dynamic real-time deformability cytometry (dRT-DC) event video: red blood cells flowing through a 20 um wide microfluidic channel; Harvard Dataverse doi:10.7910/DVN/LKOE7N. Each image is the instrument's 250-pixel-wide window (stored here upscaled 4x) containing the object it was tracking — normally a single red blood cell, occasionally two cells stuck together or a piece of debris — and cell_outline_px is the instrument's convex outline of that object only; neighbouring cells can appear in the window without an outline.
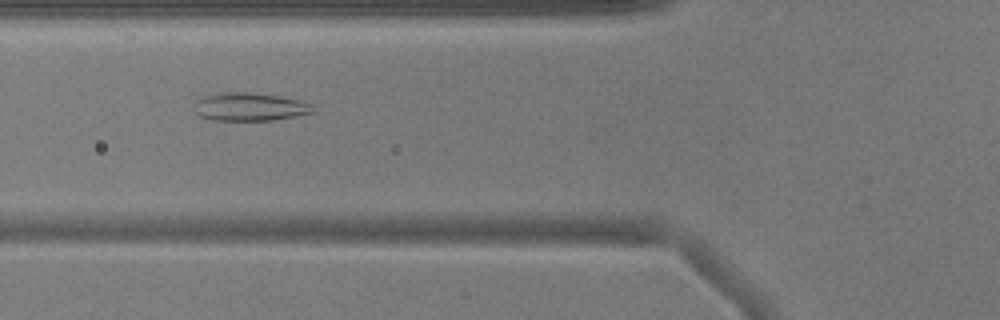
{"species": "common noctule bat (a hibernating species)", "species_latin": "Nyctalus noctula", "temperature_condition": "warm", "stored_images_in_passage": 38, "camera_frame_rate_fps": 3000, "um_per_image_px": 0.085, "animal": {"sex": "male", "body_mass_g": 17.9}, "frame": {"image": 1, "passage_image": 5, "time_ms": 1.333, "image_size_px": [1000, 320], "cell_outline_px": [[316, 112], [296, 116], [272, 120], [212, 120], [200, 116], [196, 112], [192, 104], [196, 100], [204, 96], [224, 92], [248, 92], [280, 96], [300, 100], [312, 104]], "centroid_in_image_um": [21.23, 9.08], "position_along_channel_um": 104.6, "area_um2": 19.59}}
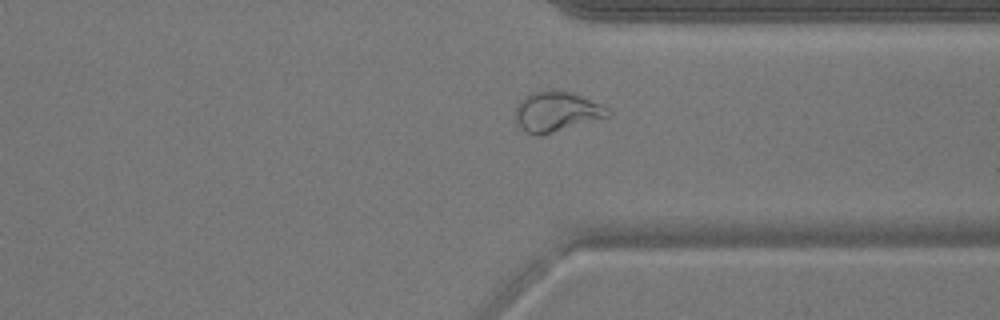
{"frame": {"image": 2, "passage_image": 25, "time_ms": 8.0, "image_size_px": [1000, 320], "cell_outline_px": [[612, 116], [540, 136], [536, 136], [520, 128], [516, 124], [512, 116], [516, 104], [524, 96], [532, 92], [572, 92], [600, 104], [608, 108], [612, 112]], "centroid_in_image_um": [47.27, 9.53], "position_along_channel_um": 364.1, "area_um2": 21.73}}
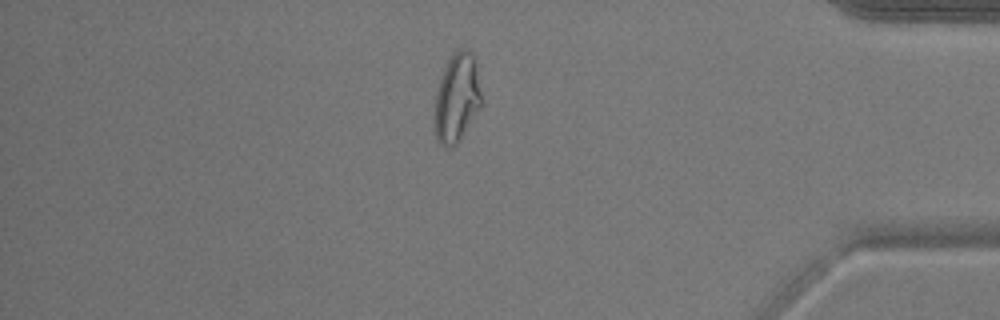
{"frame": {"image": 3, "passage_image": 30, "time_ms": 9.667, "image_size_px": [1000, 320], "cell_outline_px": [[480, 108], [456, 144], [452, 148], [448, 148], [440, 144], [436, 140], [432, 124], [432, 116], [436, 92], [444, 68], [448, 60], [460, 48], [464, 48], [472, 52], [476, 64], [480, 92]], "centroid_in_image_um": [38.77, 8.37], "position_along_channel_um": 396.4, "area_um2": 24.33}, "authors_computed_cell_mechanics": {"area_um2": 19.7098, "velocity_mm_per_s": 3.8894, "shape_relaxation_time_tau1_ms": null, "shape_relaxation_time_tau2_ms": 1.2192, "deformation_change_tau1": null, "deformation_change_tau2": 0.0778}}